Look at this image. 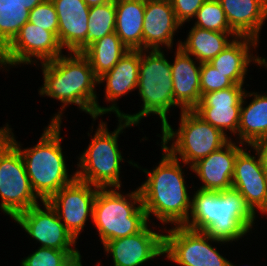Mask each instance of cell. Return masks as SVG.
<instances>
[{
    "instance_id": "13",
    "label": "cell",
    "mask_w": 267,
    "mask_h": 266,
    "mask_svg": "<svg viewBox=\"0 0 267 266\" xmlns=\"http://www.w3.org/2000/svg\"><path fill=\"white\" fill-rule=\"evenodd\" d=\"M44 210L39 204L17 214L13 219L33 239L39 241L40 247L53 248L56 250H76V239L66 229L60 220L56 210L48 203L42 201Z\"/></svg>"
},
{
    "instance_id": "23",
    "label": "cell",
    "mask_w": 267,
    "mask_h": 266,
    "mask_svg": "<svg viewBox=\"0 0 267 266\" xmlns=\"http://www.w3.org/2000/svg\"><path fill=\"white\" fill-rule=\"evenodd\" d=\"M141 50H129L108 72L98 78V84L106 81L107 101H116L121 96L137 88Z\"/></svg>"
},
{
    "instance_id": "22",
    "label": "cell",
    "mask_w": 267,
    "mask_h": 266,
    "mask_svg": "<svg viewBox=\"0 0 267 266\" xmlns=\"http://www.w3.org/2000/svg\"><path fill=\"white\" fill-rule=\"evenodd\" d=\"M257 42V39L248 36H238L209 64L235 84L243 85L249 63L253 60L261 66L262 58L249 54L250 46L256 47Z\"/></svg>"
},
{
    "instance_id": "10",
    "label": "cell",
    "mask_w": 267,
    "mask_h": 266,
    "mask_svg": "<svg viewBox=\"0 0 267 266\" xmlns=\"http://www.w3.org/2000/svg\"><path fill=\"white\" fill-rule=\"evenodd\" d=\"M208 241L221 242L206 232L175 226L164 235V254L181 266H229L230 262Z\"/></svg>"
},
{
    "instance_id": "37",
    "label": "cell",
    "mask_w": 267,
    "mask_h": 266,
    "mask_svg": "<svg viewBox=\"0 0 267 266\" xmlns=\"http://www.w3.org/2000/svg\"><path fill=\"white\" fill-rule=\"evenodd\" d=\"M85 3L89 6H98V5H103L106 4L107 2L111 1V0H84Z\"/></svg>"
},
{
    "instance_id": "33",
    "label": "cell",
    "mask_w": 267,
    "mask_h": 266,
    "mask_svg": "<svg viewBox=\"0 0 267 266\" xmlns=\"http://www.w3.org/2000/svg\"><path fill=\"white\" fill-rule=\"evenodd\" d=\"M235 83L225 74L217 71L209 63H201L200 90L201 96L206 93L219 91L234 86Z\"/></svg>"
},
{
    "instance_id": "18",
    "label": "cell",
    "mask_w": 267,
    "mask_h": 266,
    "mask_svg": "<svg viewBox=\"0 0 267 266\" xmlns=\"http://www.w3.org/2000/svg\"><path fill=\"white\" fill-rule=\"evenodd\" d=\"M178 22L170 0H145L143 21V50H161L160 45L170 49Z\"/></svg>"
},
{
    "instance_id": "16",
    "label": "cell",
    "mask_w": 267,
    "mask_h": 266,
    "mask_svg": "<svg viewBox=\"0 0 267 266\" xmlns=\"http://www.w3.org/2000/svg\"><path fill=\"white\" fill-rule=\"evenodd\" d=\"M251 156L243 148L237 153L232 187L244 198L255 213L256 209L267 213V178L259 157Z\"/></svg>"
},
{
    "instance_id": "39",
    "label": "cell",
    "mask_w": 267,
    "mask_h": 266,
    "mask_svg": "<svg viewBox=\"0 0 267 266\" xmlns=\"http://www.w3.org/2000/svg\"><path fill=\"white\" fill-rule=\"evenodd\" d=\"M261 66L267 67V60L265 58H262Z\"/></svg>"
},
{
    "instance_id": "3",
    "label": "cell",
    "mask_w": 267,
    "mask_h": 266,
    "mask_svg": "<svg viewBox=\"0 0 267 266\" xmlns=\"http://www.w3.org/2000/svg\"><path fill=\"white\" fill-rule=\"evenodd\" d=\"M159 165L147 174L146 181L139 187L142 205L147 217L154 214L162 223L183 226L189 217L191 201L179 158L173 157L166 149Z\"/></svg>"
},
{
    "instance_id": "19",
    "label": "cell",
    "mask_w": 267,
    "mask_h": 266,
    "mask_svg": "<svg viewBox=\"0 0 267 266\" xmlns=\"http://www.w3.org/2000/svg\"><path fill=\"white\" fill-rule=\"evenodd\" d=\"M241 149L230 140L221 149L193 164L192 172L204 183L200 189L220 192L231 188L235 160Z\"/></svg>"
},
{
    "instance_id": "6",
    "label": "cell",
    "mask_w": 267,
    "mask_h": 266,
    "mask_svg": "<svg viewBox=\"0 0 267 266\" xmlns=\"http://www.w3.org/2000/svg\"><path fill=\"white\" fill-rule=\"evenodd\" d=\"M141 50L137 88L143 101L142 110L120 118L137 125L149 114H158L162 128L168 123L167 113L173 106H179L174 99L172 71L163 51L151 50L147 55Z\"/></svg>"
},
{
    "instance_id": "26",
    "label": "cell",
    "mask_w": 267,
    "mask_h": 266,
    "mask_svg": "<svg viewBox=\"0 0 267 266\" xmlns=\"http://www.w3.org/2000/svg\"><path fill=\"white\" fill-rule=\"evenodd\" d=\"M228 35L238 37L235 32H218L193 26L186 41H180L177 46L198 59L199 63H209L231 43Z\"/></svg>"
},
{
    "instance_id": "4",
    "label": "cell",
    "mask_w": 267,
    "mask_h": 266,
    "mask_svg": "<svg viewBox=\"0 0 267 266\" xmlns=\"http://www.w3.org/2000/svg\"><path fill=\"white\" fill-rule=\"evenodd\" d=\"M61 123H51L44 130L39 142L33 148L21 150L8 126V140L19 150L35 194L42 201H48L62 187L76 179L69 178L61 148ZM20 146V147H19Z\"/></svg>"
},
{
    "instance_id": "20",
    "label": "cell",
    "mask_w": 267,
    "mask_h": 266,
    "mask_svg": "<svg viewBox=\"0 0 267 266\" xmlns=\"http://www.w3.org/2000/svg\"><path fill=\"white\" fill-rule=\"evenodd\" d=\"M174 63L171 64L175 102L182 110H193L201 100L200 68L191 55L177 47Z\"/></svg>"
},
{
    "instance_id": "1",
    "label": "cell",
    "mask_w": 267,
    "mask_h": 266,
    "mask_svg": "<svg viewBox=\"0 0 267 266\" xmlns=\"http://www.w3.org/2000/svg\"><path fill=\"white\" fill-rule=\"evenodd\" d=\"M73 53V55H72ZM70 56L60 55L52 61L41 63L44 86L39 89L40 95H47L63 103L61 111L51 119V123H61L62 111L65 105L75 104L91 115L95 120L98 116L108 112L116 113L119 118L122 112L112 104L101 107L97 101L94 87L98 83L89 60L78 52H70Z\"/></svg>"
},
{
    "instance_id": "8",
    "label": "cell",
    "mask_w": 267,
    "mask_h": 266,
    "mask_svg": "<svg viewBox=\"0 0 267 266\" xmlns=\"http://www.w3.org/2000/svg\"><path fill=\"white\" fill-rule=\"evenodd\" d=\"M180 127L178 131L167 123L162 128V147L173 157L180 156L184 164L190 167L212 152L221 149L231 139L218 128L204 121L193 110L181 111ZM170 147L168 142L173 141Z\"/></svg>"
},
{
    "instance_id": "14",
    "label": "cell",
    "mask_w": 267,
    "mask_h": 266,
    "mask_svg": "<svg viewBox=\"0 0 267 266\" xmlns=\"http://www.w3.org/2000/svg\"><path fill=\"white\" fill-rule=\"evenodd\" d=\"M244 93L243 85L235 84L227 89L203 94L193 111L224 135H226L225 130L236 134Z\"/></svg>"
},
{
    "instance_id": "11",
    "label": "cell",
    "mask_w": 267,
    "mask_h": 266,
    "mask_svg": "<svg viewBox=\"0 0 267 266\" xmlns=\"http://www.w3.org/2000/svg\"><path fill=\"white\" fill-rule=\"evenodd\" d=\"M57 36L29 21L20 29L11 43L0 53V66L31 64L32 57L41 63L52 61L62 54Z\"/></svg>"
},
{
    "instance_id": "2",
    "label": "cell",
    "mask_w": 267,
    "mask_h": 266,
    "mask_svg": "<svg viewBox=\"0 0 267 266\" xmlns=\"http://www.w3.org/2000/svg\"><path fill=\"white\" fill-rule=\"evenodd\" d=\"M191 200V216L183 226L206 232L214 240L235 241L253 226L256 213L233 187L220 192L198 189Z\"/></svg>"
},
{
    "instance_id": "5",
    "label": "cell",
    "mask_w": 267,
    "mask_h": 266,
    "mask_svg": "<svg viewBox=\"0 0 267 266\" xmlns=\"http://www.w3.org/2000/svg\"><path fill=\"white\" fill-rule=\"evenodd\" d=\"M118 190L99 188L95 197L92 220L103 244L136 234L148 224L140 189L127 196Z\"/></svg>"
},
{
    "instance_id": "38",
    "label": "cell",
    "mask_w": 267,
    "mask_h": 266,
    "mask_svg": "<svg viewBox=\"0 0 267 266\" xmlns=\"http://www.w3.org/2000/svg\"><path fill=\"white\" fill-rule=\"evenodd\" d=\"M8 138V124L0 129V145Z\"/></svg>"
},
{
    "instance_id": "27",
    "label": "cell",
    "mask_w": 267,
    "mask_h": 266,
    "mask_svg": "<svg viewBox=\"0 0 267 266\" xmlns=\"http://www.w3.org/2000/svg\"><path fill=\"white\" fill-rule=\"evenodd\" d=\"M129 51L116 32L104 36L90 44L82 54L89 60L97 78L110 71Z\"/></svg>"
},
{
    "instance_id": "35",
    "label": "cell",
    "mask_w": 267,
    "mask_h": 266,
    "mask_svg": "<svg viewBox=\"0 0 267 266\" xmlns=\"http://www.w3.org/2000/svg\"><path fill=\"white\" fill-rule=\"evenodd\" d=\"M250 146L256 151V155L260 159L261 166L267 178V139L254 142Z\"/></svg>"
},
{
    "instance_id": "17",
    "label": "cell",
    "mask_w": 267,
    "mask_h": 266,
    "mask_svg": "<svg viewBox=\"0 0 267 266\" xmlns=\"http://www.w3.org/2000/svg\"><path fill=\"white\" fill-rule=\"evenodd\" d=\"M58 16L57 38L62 48L82 53L87 48L90 7L84 0H51Z\"/></svg>"
},
{
    "instance_id": "36",
    "label": "cell",
    "mask_w": 267,
    "mask_h": 266,
    "mask_svg": "<svg viewBox=\"0 0 267 266\" xmlns=\"http://www.w3.org/2000/svg\"><path fill=\"white\" fill-rule=\"evenodd\" d=\"M46 0H24V4L27 10L31 11L37 4H40Z\"/></svg>"
},
{
    "instance_id": "12",
    "label": "cell",
    "mask_w": 267,
    "mask_h": 266,
    "mask_svg": "<svg viewBox=\"0 0 267 266\" xmlns=\"http://www.w3.org/2000/svg\"><path fill=\"white\" fill-rule=\"evenodd\" d=\"M98 189L99 187L75 179L48 200L76 240L85 226L87 217H93V205Z\"/></svg>"
},
{
    "instance_id": "28",
    "label": "cell",
    "mask_w": 267,
    "mask_h": 266,
    "mask_svg": "<svg viewBox=\"0 0 267 266\" xmlns=\"http://www.w3.org/2000/svg\"><path fill=\"white\" fill-rule=\"evenodd\" d=\"M29 14L24 0H0V53L29 21Z\"/></svg>"
},
{
    "instance_id": "7",
    "label": "cell",
    "mask_w": 267,
    "mask_h": 266,
    "mask_svg": "<svg viewBox=\"0 0 267 266\" xmlns=\"http://www.w3.org/2000/svg\"><path fill=\"white\" fill-rule=\"evenodd\" d=\"M118 119L119 126L112 133L103 121L100 122L90 145L80 155L76 179L99 188H121L120 162L123 158L118 148V137L124 128L134 124Z\"/></svg>"
},
{
    "instance_id": "29",
    "label": "cell",
    "mask_w": 267,
    "mask_h": 266,
    "mask_svg": "<svg viewBox=\"0 0 267 266\" xmlns=\"http://www.w3.org/2000/svg\"><path fill=\"white\" fill-rule=\"evenodd\" d=\"M88 18L87 47L98 39L115 32V0L90 7Z\"/></svg>"
},
{
    "instance_id": "21",
    "label": "cell",
    "mask_w": 267,
    "mask_h": 266,
    "mask_svg": "<svg viewBox=\"0 0 267 266\" xmlns=\"http://www.w3.org/2000/svg\"><path fill=\"white\" fill-rule=\"evenodd\" d=\"M230 28L238 36L259 40V32L267 18V0H218Z\"/></svg>"
},
{
    "instance_id": "15",
    "label": "cell",
    "mask_w": 267,
    "mask_h": 266,
    "mask_svg": "<svg viewBox=\"0 0 267 266\" xmlns=\"http://www.w3.org/2000/svg\"><path fill=\"white\" fill-rule=\"evenodd\" d=\"M103 246L113 257L114 266H140L164 254V234L153 232L147 224L140 232L107 241Z\"/></svg>"
},
{
    "instance_id": "9",
    "label": "cell",
    "mask_w": 267,
    "mask_h": 266,
    "mask_svg": "<svg viewBox=\"0 0 267 266\" xmlns=\"http://www.w3.org/2000/svg\"><path fill=\"white\" fill-rule=\"evenodd\" d=\"M0 208L12 219L38 204L19 150L6 139L0 145Z\"/></svg>"
},
{
    "instance_id": "40",
    "label": "cell",
    "mask_w": 267,
    "mask_h": 266,
    "mask_svg": "<svg viewBox=\"0 0 267 266\" xmlns=\"http://www.w3.org/2000/svg\"><path fill=\"white\" fill-rule=\"evenodd\" d=\"M76 266H82L81 259L77 262V265Z\"/></svg>"
},
{
    "instance_id": "31",
    "label": "cell",
    "mask_w": 267,
    "mask_h": 266,
    "mask_svg": "<svg viewBox=\"0 0 267 266\" xmlns=\"http://www.w3.org/2000/svg\"><path fill=\"white\" fill-rule=\"evenodd\" d=\"M194 26L218 32H234L218 0H206L197 11Z\"/></svg>"
},
{
    "instance_id": "32",
    "label": "cell",
    "mask_w": 267,
    "mask_h": 266,
    "mask_svg": "<svg viewBox=\"0 0 267 266\" xmlns=\"http://www.w3.org/2000/svg\"><path fill=\"white\" fill-rule=\"evenodd\" d=\"M29 22L58 35V16L51 0L37 4L29 14Z\"/></svg>"
},
{
    "instance_id": "25",
    "label": "cell",
    "mask_w": 267,
    "mask_h": 266,
    "mask_svg": "<svg viewBox=\"0 0 267 266\" xmlns=\"http://www.w3.org/2000/svg\"><path fill=\"white\" fill-rule=\"evenodd\" d=\"M244 93L240 109V122L237 134L239 135L240 145H251L254 142L267 139V95L250 93L254 99L246 107H243L247 97ZM245 142V143H244Z\"/></svg>"
},
{
    "instance_id": "24",
    "label": "cell",
    "mask_w": 267,
    "mask_h": 266,
    "mask_svg": "<svg viewBox=\"0 0 267 266\" xmlns=\"http://www.w3.org/2000/svg\"><path fill=\"white\" fill-rule=\"evenodd\" d=\"M115 32L129 50H143L145 0H115Z\"/></svg>"
},
{
    "instance_id": "30",
    "label": "cell",
    "mask_w": 267,
    "mask_h": 266,
    "mask_svg": "<svg viewBox=\"0 0 267 266\" xmlns=\"http://www.w3.org/2000/svg\"><path fill=\"white\" fill-rule=\"evenodd\" d=\"M81 259L78 250H56L39 247L21 261V266H76Z\"/></svg>"
},
{
    "instance_id": "34",
    "label": "cell",
    "mask_w": 267,
    "mask_h": 266,
    "mask_svg": "<svg viewBox=\"0 0 267 266\" xmlns=\"http://www.w3.org/2000/svg\"><path fill=\"white\" fill-rule=\"evenodd\" d=\"M206 0H170L176 19L183 25L196 16L197 11Z\"/></svg>"
}]
</instances>
